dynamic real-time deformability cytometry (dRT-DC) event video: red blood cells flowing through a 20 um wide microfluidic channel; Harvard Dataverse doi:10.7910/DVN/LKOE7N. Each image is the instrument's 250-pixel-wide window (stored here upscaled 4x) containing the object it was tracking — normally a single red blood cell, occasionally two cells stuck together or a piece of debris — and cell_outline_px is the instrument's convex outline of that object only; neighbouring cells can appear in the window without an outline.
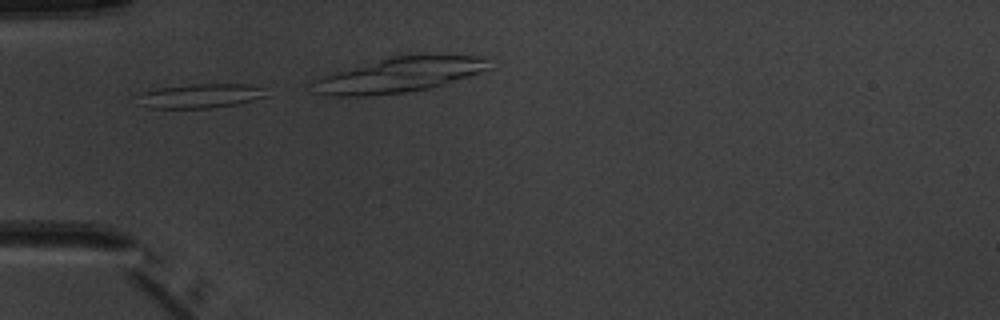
{"species": "common noctule bat (a hibernating species)", "species_latin": "Nyctalus noctula", "temperature_condition": "warm", "stored_images_in_passage": 3, "camera_frame_rate_fps": 3000, "um_per_image_px": 0.085, "animal": {"sex": "male", "body_mass_g": 20.1, "forearm_length_mm": 53.5}, "frame": {"image": 1, "passage_image": 2, "time_ms": 1.333, "image_size_px": [1000, 320], "cell_outline_px": [[268, 96], [236, 104], [208, 108], [148, 108], [136, 96], [144, 92], [160, 88], [192, 84], [248, 84], [264, 88]], "centroid_in_image_um": [17.09, 8.14], "position_along_channel_um": 67.9, "area_um2": 17.92}}